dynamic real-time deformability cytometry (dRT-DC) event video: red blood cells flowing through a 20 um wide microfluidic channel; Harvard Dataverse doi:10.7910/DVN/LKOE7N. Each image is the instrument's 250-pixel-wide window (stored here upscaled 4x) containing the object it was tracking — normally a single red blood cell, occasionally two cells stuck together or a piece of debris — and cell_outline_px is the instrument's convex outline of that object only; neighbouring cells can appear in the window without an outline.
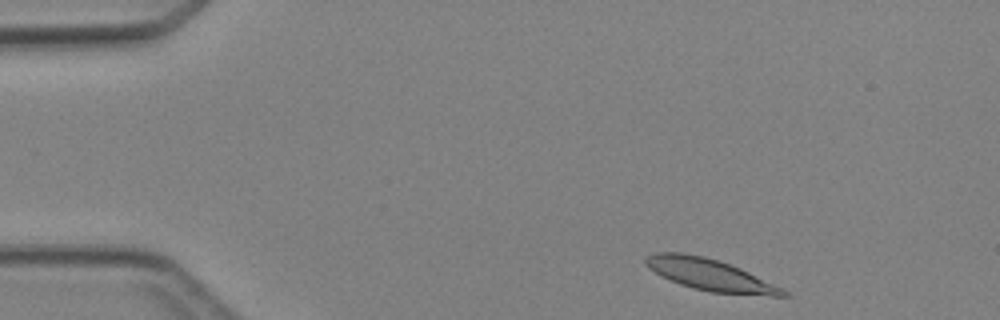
{"species": "Egyptian fruit bat (a non-hibernating species)", "species_latin": "Rousettus aegyptiacus", "temperature_condition": "cold", "stored_images_in_passage": 2, "camera_frame_rate_fps": 3000, "um_per_image_px": 0.085, "animal": {"sex": "female"}, "frame": {"image": 1, "passage_image": 1, "time_ms": 0.0, "image_size_px": [1000, 320], "cell_outline_px": [[792, 296], [772, 296], [712, 292], [692, 288], [680, 284], [648, 268], [644, 264], [644, 256], [656, 252], [680, 252], [704, 256], [720, 260], [740, 268], [784, 288]], "centroid_in_image_um": [60.38, 23.35], "position_along_channel_um": 24.6, "area_um2": 25.43}}